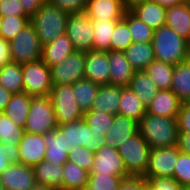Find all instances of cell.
<instances>
[{
  "label": "cell",
  "instance_id": "1",
  "mask_svg": "<svg viewBox=\"0 0 190 190\" xmlns=\"http://www.w3.org/2000/svg\"><path fill=\"white\" fill-rule=\"evenodd\" d=\"M138 131L151 149L177 145L179 133L176 118L155 116L146 112L138 123Z\"/></svg>",
  "mask_w": 190,
  "mask_h": 190
},
{
  "label": "cell",
  "instance_id": "2",
  "mask_svg": "<svg viewBox=\"0 0 190 190\" xmlns=\"http://www.w3.org/2000/svg\"><path fill=\"white\" fill-rule=\"evenodd\" d=\"M152 44L155 60L174 66L188 61L190 43L166 25L154 30Z\"/></svg>",
  "mask_w": 190,
  "mask_h": 190
},
{
  "label": "cell",
  "instance_id": "3",
  "mask_svg": "<svg viewBox=\"0 0 190 190\" xmlns=\"http://www.w3.org/2000/svg\"><path fill=\"white\" fill-rule=\"evenodd\" d=\"M69 13L45 1L30 18L41 46L65 33Z\"/></svg>",
  "mask_w": 190,
  "mask_h": 190
},
{
  "label": "cell",
  "instance_id": "4",
  "mask_svg": "<svg viewBox=\"0 0 190 190\" xmlns=\"http://www.w3.org/2000/svg\"><path fill=\"white\" fill-rule=\"evenodd\" d=\"M117 150L130 176L143 177L146 174L151 148L139 131L117 147Z\"/></svg>",
  "mask_w": 190,
  "mask_h": 190
},
{
  "label": "cell",
  "instance_id": "5",
  "mask_svg": "<svg viewBox=\"0 0 190 190\" xmlns=\"http://www.w3.org/2000/svg\"><path fill=\"white\" fill-rule=\"evenodd\" d=\"M57 126L56 114L50 97H33L24 131L33 134H47Z\"/></svg>",
  "mask_w": 190,
  "mask_h": 190
},
{
  "label": "cell",
  "instance_id": "6",
  "mask_svg": "<svg viewBox=\"0 0 190 190\" xmlns=\"http://www.w3.org/2000/svg\"><path fill=\"white\" fill-rule=\"evenodd\" d=\"M9 44L12 62L22 65L42 58V46L31 23L10 40Z\"/></svg>",
  "mask_w": 190,
  "mask_h": 190
},
{
  "label": "cell",
  "instance_id": "7",
  "mask_svg": "<svg viewBox=\"0 0 190 190\" xmlns=\"http://www.w3.org/2000/svg\"><path fill=\"white\" fill-rule=\"evenodd\" d=\"M23 92L32 97L49 96L53 87L51 69L42 59L22 64Z\"/></svg>",
  "mask_w": 190,
  "mask_h": 190
},
{
  "label": "cell",
  "instance_id": "8",
  "mask_svg": "<svg viewBox=\"0 0 190 190\" xmlns=\"http://www.w3.org/2000/svg\"><path fill=\"white\" fill-rule=\"evenodd\" d=\"M61 126L66 147L69 149L83 146L96 152L106 145L105 135L90 132L91 128L87 125L84 118L62 124Z\"/></svg>",
  "mask_w": 190,
  "mask_h": 190
},
{
  "label": "cell",
  "instance_id": "9",
  "mask_svg": "<svg viewBox=\"0 0 190 190\" xmlns=\"http://www.w3.org/2000/svg\"><path fill=\"white\" fill-rule=\"evenodd\" d=\"M49 97L58 125L83 118L84 113L76 102L72 85H53Z\"/></svg>",
  "mask_w": 190,
  "mask_h": 190
},
{
  "label": "cell",
  "instance_id": "10",
  "mask_svg": "<svg viewBox=\"0 0 190 190\" xmlns=\"http://www.w3.org/2000/svg\"><path fill=\"white\" fill-rule=\"evenodd\" d=\"M50 69L53 85H72L85 78V52L75 50Z\"/></svg>",
  "mask_w": 190,
  "mask_h": 190
},
{
  "label": "cell",
  "instance_id": "11",
  "mask_svg": "<svg viewBox=\"0 0 190 190\" xmlns=\"http://www.w3.org/2000/svg\"><path fill=\"white\" fill-rule=\"evenodd\" d=\"M65 34L75 50L84 52L93 50L94 35L91 19L85 12L69 14Z\"/></svg>",
  "mask_w": 190,
  "mask_h": 190
},
{
  "label": "cell",
  "instance_id": "12",
  "mask_svg": "<svg viewBox=\"0 0 190 190\" xmlns=\"http://www.w3.org/2000/svg\"><path fill=\"white\" fill-rule=\"evenodd\" d=\"M179 153L180 150L177 145L151 149L146 174L143 177L146 180L149 178H173L174 167Z\"/></svg>",
  "mask_w": 190,
  "mask_h": 190
},
{
  "label": "cell",
  "instance_id": "13",
  "mask_svg": "<svg viewBox=\"0 0 190 190\" xmlns=\"http://www.w3.org/2000/svg\"><path fill=\"white\" fill-rule=\"evenodd\" d=\"M89 175H112L122 179L131 177L125 168L123 158L113 146H103L95 152L93 167Z\"/></svg>",
  "mask_w": 190,
  "mask_h": 190
},
{
  "label": "cell",
  "instance_id": "14",
  "mask_svg": "<svg viewBox=\"0 0 190 190\" xmlns=\"http://www.w3.org/2000/svg\"><path fill=\"white\" fill-rule=\"evenodd\" d=\"M0 183L6 190H30L36 184L33 167L25 164H10L0 174Z\"/></svg>",
  "mask_w": 190,
  "mask_h": 190
},
{
  "label": "cell",
  "instance_id": "15",
  "mask_svg": "<svg viewBox=\"0 0 190 190\" xmlns=\"http://www.w3.org/2000/svg\"><path fill=\"white\" fill-rule=\"evenodd\" d=\"M18 147L20 163L22 164L35 167L45 159L44 134H33L24 131Z\"/></svg>",
  "mask_w": 190,
  "mask_h": 190
},
{
  "label": "cell",
  "instance_id": "16",
  "mask_svg": "<svg viewBox=\"0 0 190 190\" xmlns=\"http://www.w3.org/2000/svg\"><path fill=\"white\" fill-rule=\"evenodd\" d=\"M110 66L108 52L90 50L85 52V78L102 85H109Z\"/></svg>",
  "mask_w": 190,
  "mask_h": 190
},
{
  "label": "cell",
  "instance_id": "17",
  "mask_svg": "<svg viewBox=\"0 0 190 190\" xmlns=\"http://www.w3.org/2000/svg\"><path fill=\"white\" fill-rule=\"evenodd\" d=\"M108 61L110 66L109 85L129 86L135 70L129 63L124 52L108 51Z\"/></svg>",
  "mask_w": 190,
  "mask_h": 190
},
{
  "label": "cell",
  "instance_id": "18",
  "mask_svg": "<svg viewBox=\"0 0 190 190\" xmlns=\"http://www.w3.org/2000/svg\"><path fill=\"white\" fill-rule=\"evenodd\" d=\"M182 102L172 90H159L146 110L155 116L177 118Z\"/></svg>",
  "mask_w": 190,
  "mask_h": 190
},
{
  "label": "cell",
  "instance_id": "19",
  "mask_svg": "<svg viewBox=\"0 0 190 190\" xmlns=\"http://www.w3.org/2000/svg\"><path fill=\"white\" fill-rule=\"evenodd\" d=\"M137 132L138 122L126 116L114 114L113 124L104 136L105 144L117 148Z\"/></svg>",
  "mask_w": 190,
  "mask_h": 190
},
{
  "label": "cell",
  "instance_id": "20",
  "mask_svg": "<svg viewBox=\"0 0 190 190\" xmlns=\"http://www.w3.org/2000/svg\"><path fill=\"white\" fill-rule=\"evenodd\" d=\"M165 25L190 43V0L167 8Z\"/></svg>",
  "mask_w": 190,
  "mask_h": 190
},
{
  "label": "cell",
  "instance_id": "21",
  "mask_svg": "<svg viewBox=\"0 0 190 190\" xmlns=\"http://www.w3.org/2000/svg\"><path fill=\"white\" fill-rule=\"evenodd\" d=\"M126 12L122 0H87L85 13L90 19H123Z\"/></svg>",
  "mask_w": 190,
  "mask_h": 190
},
{
  "label": "cell",
  "instance_id": "22",
  "mask_svg": "<svg viewBox=\"0 0 190 190\" xmlns=\"http://www.w3.org/2000/svg\"><path fill=\"white\" fill-rule=\"evenodd\" d=\"M44 142L46 145L45 161H50L54 164H64L68 161L69 148L66 147L61 125L44 134Z\"/></svg>",
  "mask_w": 190,
  "mask_h": 190
},
{
  "label": "cell",
  "instance_id": "23",
  "mask_svg": "<svg viewBox=\"0 0 190 190\" xmlns=\"http://www.w3.org/2000/svg\"><path fill=\"white\" fill-rule=\"evenodd\" d=\"M75 48L64 33L58 36L53 42L42 46V60L48 67L55 66L65 60Z\"/></svg>",
  "mask_w": 190,
  "mask_h": 190
},
{
  "label": "cell",
  "instance_id": "24",
  "mask_svg": "<svg viewBox=\"0 0 190 190\" xmlns=\"http://www.w3.org/2000/svg\"><path fill=\"white\" fill-rule=\"evenodd\" d=\"M167 8L160 4L147 0L134 6L130 11L149 27L156 30L166 23Z\"/></svg>",
  "mask_w": 190,
  "mask_h": 190
},
{
  "label": "cell",
  "instance_id": "25",
  "mask_svg": "<svg viewBox=\"0 0 190 190\" xmlns=\"http://www.w3.org/2000/svg\"><path fill=\"white\" fill-rule=\"evenodd\" d=\"M121 86L102 85L99 87L91 109L109 114H118Z\"/></svg>",
  "mask_w": 190,
  "mask_h": 190
},
{
  "label": "cell",
  "instance_id": "26",
  "mask_svg": "<svg viewBox=\"0 0 190 190\" xmlns=\"http://www.w3.org/2000/svg\"><path fill=\"white\" fill-rule=\"evenodd\" d=\"M124 53L135 71H144L155 60L152 42L132 43Z\"/></svg>",
  "mask_w": 190,
  "mask_h": 190
},
{
  "label": "cell",
  "instance_id": "27",
  "mask_svg": "<svg viewBox=\"0 0 190 190\" xmlns=\"http://www.w3.org/2000/svg\"><path fill=\"white\" fill-rule=\"evenodd\" d=\"M33 168L36 183L62 190L63 164L43 160Z\"/></svg>",
  "mask_w": 190,
  "mask_h": 190
},
{
  "label": "cell",
  "instance_id": "28",
  "mask_svg": "<svg viewBox=\"0 0 190 190\" xmlns=\"http://www.w3.org/2000/svg\"><path fill=\"white\" fill-rule=\"evenodd\" d=\"M146 112V107L131 88L129 86H121L118 114L126 116L139 123Z\"/></svg>",
  "mask_w": 190,
  "mask_h": 190
},
{
  "label": "cell",
  "instance_id": "29",
  "mask_svg": "<svg viewBox=\"0 0 190 190\" xmlns=\"http://www.w3.org/2000/svg\"><path fill=\"white\" fill-rule=\"evenodd\" d=\"M121 19H91L93 29V50L105 51L111 50V37L116 23Z\"/></svg>",
  "mask_w": 190,
  "mask_h": 190
},
{
  "label": "cell",
  "instance_id": "30",
  "mask_svg": "<svg viewBox=\"0 0 190 190\" xmlns=\"http://www.w3.org/2000/svg\"><path fill=\"white\" fill-rule=\"evenodd\" d=\"M32 98V96L25 92L15 93L4 110V113L13 122L23 129L26 124Z\"/></svg>",
  "mask_w": 190,
  "mask_h": 190
},
{
  "label": "cell",
  "instance_id": "31",
  "mask_svg": "<svg viewBox=\"0 0 190 190\" xmlns=\"http://www.w3.org/2000/svg\"><path fill=\"white\" fill-rule=\"evenodd\" d=\"M129 87L147 108L155 95L159 92L156 84L145 71H135L131 78Z\"/></svg>",
  "mask_w": 190,
  "mask_h": 190
},
{
  "label": "cell",
  "instance_id": "32",
  "mask_svg": "<svg viewBox=\"0 0 190 190\" xmlns=\"http://www.w3.org/2000/svg\"><path fill=\"white\" fill-rule=\"evenodd\" d=\"M90 172L68 160L63 164L62 190H83L88 183Z\"/></svg>",
  "mask_w": 190,
  "mask_h": 190
},
{
  "label": "cell",
  "instance_id": "33",
  "mask_svg": "<svg viewBox=\"0 0 190 190\" xmlns=\"http://www.w3.org/2000/svg\"><path fill=\"white\" fill-rule=\"evenodd\" d=\"M73 94L83 113L91 110L94 99L99 90V85L83 78L72 84Z\"/></svg>",
  "mask_w": 190,
  "mask_h": 190
},
{
  "label": "cell",
  "instance_id": "34",
  "mask_svg": "<svg viewBox=\"0 0 190 190\" xmlns=\"http://www.w3.org/2000/svg\"><path fill=\"white\" fill-rule=\"evenodd\" d=\"M0 85L13 94L22 93L24 89L22 65L16 62L5 64L0 69Z\"/></svg>",
  "mask_w": 190,
  "mask_h": 190
},
{
  "label": "cell",
  "instance_id": "35",
  "mask_svg": "<svg viewBox=\"0 0 190 190\" xmlns=\"http://www.w3.org/2000/svg\"><path fill=\"white\" fill-rule=\"evenodd\" d=\"M159 90H170L174 65L154 60L144 70Z\"/></svg>",
  "mask_w": 190,
  "mask_h": 190
},
{
  "label": "cell",
  "instance_id": "36",
  "mask_svg": "<svg viewBox=\"0 0 190 190\" xmlns=\"http://www.w3.org/2000/svg\"><path fill=\"white\" fill-rule=\"evenodd\" d=\"M172 90L183 102L190 97V62L174 66Z\"/></svg>",
  "mask_w": 190,
  "mask_h": 190
},
{
  "label": "cell",
  "instance_id": "37",
  "mask_svg": "<svg viewBox=\"0 0 190 190\" xmlns=\"http://www.w3.org/2000/svg\"><path fill=\"white\" fill-rule=\"evenodd\" d=\"M123 20L128 24L133 43L152 42L154 29L136 17L130 10H126Z\"/></svg>",
  "mask_w": 190,
  "mask_h": 190
},
{
  "label": "cell",
  "instance_id": "38",
  "mask_svg": "<svg viewBox=\"0 0 190 190\" xmlns=\"http://www.w3.org/2000/svg\"><path fill=\"white\" fill-rule=\"evenodd\" d=\"M29 23L30 18L28 16L0 17V37L10 41Z\"/></svg>",
  "mask_w": 190,
  "mask_h": 190
},
{
  "label": "cell",
  "instance_id": "39",
  "mask_svg": "<svg viewBox=\"0 0 190 190\" xmlns=\"http://www.w3.org/2000/svg\"><path fill=\"white\" fill-rule=\"evenodd\" d=\"M83 118L91 128L90 132L105 135L113 124L114 115L91 109L84 113Z\"/></svg>",
  "mask_w": 190,
  "mask_h": 190
},
{
  "label": "cell",
  "instance_id": "40",
  "mask_svg": "<svg viewBox=\"0 0 190 190\" xmlns=\"http://www.w3.org/2000/svg\"><path fill=\"white\" fill-rule=\"evenodd\" d=\"M24 129L16 125L4 112L0 113V142L18 145Z\"/></svg>",
  "mask_w": 190,
  "mask_h": 190
},
{
  "label": "cell",
  "instance_id": "41",
  "mask_svg": "<svg viewBox=\"0 0 190 190\" xmlns=\"http://www.w3.org/2000/svg\"><path fill=\"white\" fill-rule=\"evenodd\" d=\"M111 37V50L124 52L132 43V36L129 31L128 24L123 20H119Z\"/></svg>",
  "mask_w": 190,
  "mask_h": 190
},
{
  "label": "cell",
  "instance_id": "42",
  "mask_svg": "<svg viewBox=\"0 0 190 190\" xmlns=\"http://www.w3.org/2000/svg\"><path fill=\"white\" fill-rule=\"evenodd\" d=\"M94 156V151L83 146L72 147L68 151V160L74 162L89 172H91L93 167Z\"/></svg>",
  "mask_w": 190,
  "mask_h": 190
},
{
  "label": "cell",
  "instance_id": "43",
  "mask_svg": "<svg viewBox=\"0 0 190 190\" xmlns=\"http://www.w3.org/2000/svg\"><path fill=\"white\" fill-rule=\"evenodd\" d=\"M122 178L112 175H89L88 190H117Z\"/></svg>",
  "mask_w": 190,
  "mask_h": 190
},
{
  "label": "cell",
  "instance_id": "44",
  "mask_svg": "<svg viewBox=\"0 0 190 190\" xmlns=\"http://www.w3.org/2000/svg\"><path fill=\"white\" fill-rule=\"evenodd\" d=\"M173 178L182 187L190 186V154L182 152L178 154Z\"/></svg>",
  "mask_w": 190,
  "mask_h": 190
},
{
  "label": "cell",
  "instance_id": "45",
  "mask_svg": "<svg viewBox=\"0 0 190 190\" xmlns=\"http://www.w3.org/2000/svg\"><path fill=\"white\" fill-rule=\"evenodd\" d=\"M20 163L18 145L7 144V141L0 142V174L4 172L10 164Z\"/></svg>",
  "mask_w": 190,
  "mask_h": 190
},
{
  "label": "cell",
  "instance_id": "46",
  "mask_svg": "<svg viewBox=\"0 0 190 190\" xmlns=\"http://www.w3.org/2000/svg\"><path fill=\"white\" fill-rule=\"evenodd\" d=\"M146 181L149 190H183V187L171 177L149 178Z\"/></svg>",
  "mask_w": 190,
  "mask_h": 190
},
{
  "label": "cell",
  "instance_id": "47",
  "mask_svg": "<svg viewBox=\"0 0 190 190\" xmlns=\"http://www.w3.org/2000/svg\"><path fill=\"white\" fill-rule=\"evenodd\" d=\"M48 3L70 13L85 12L87 0H45Z\"/></svg>",
  "mask_w": 190,
  "mask_h": 190
},
{
  "label": "cell",
  "instance_id": "48",
  "mask_svg": "<svg viewBox=\"0 0 190 190\" xmlns=\"http://www.w3.org/2000/svg\"><path fill=\"white\" fill-rule=\"evenodd\" d=\"M27 16L19 0H0V17L5 16Z\"/></svg>",
  "mask_w": 190,
  "mask_h": 190
},
{
  "label": "cell",
  "instance_id": "49",
  "mask_svg": "<svg viewBox=\"0 0 190 190\" xmlns=\"http://www.w3.org/2000/svg\"><path fill=\"white\" fill-rule=\"evenodd\" d=\"M117 190H149L144 177H128L122 180Z\"/></svg>",
  "mask_w": 190,
  "mask_h": 190
},
{
  "label": "cell",
  "instance_id": "50",
  "mask_svg": "<svg viewBox=\"0 0 190 190\" xmlns=\"http://www.w3.org/2000/svg\"><path fill=\"white\" fill-rule=\"evenodd\" d=\"M178 132H190V107L182 102L177 115Z\"/></svg>",
  "mask_w": 190,
  "mask_h": 190
},
{
  "label": "cell",
  "instance_id": "51",
  "mask_svg": "<svg viewBox=\"0 0 190 190\" xmlns=\"http://www.w3.org/2000/svg\"><path fill=\"white\" fill-rule=\"evenodd\" d=\"M24 13L31 18L42 6L45 0H19Z\"/></svg>",
  "mask_w": 190,
  "mask_h": 190
},
{
  "label": "cell",
  "instance_id": "52",
  "mask_svg": "<svg viewBox=\"0 0 190 190\" xmlns=\"http://www.w3.org/2000/svg\"><path fill=\"white\" fill-rule=\"evenodd\" d=\"M10 62H12V58L9 41L0 37V69Z\"/></svg>",
  "mask_w": 190,
  "mask_h": 190
},
{
  "label": "cell",
  "instance_id": "53",
  "mask_svg": "<svg viewBox=\"0 0 190 190\" xmlns=\"http://www.w3.org/2000/svg\"><path fill=\"white\" fill-rule=\"evenodd\" d=\"M177 146L182 153L190 154V132H178Z\"/></svg>",
  "mask_w": 190,
  "mask_h": 190
},
{
  "label": "cell",
  "instance_id": "54",
  "mask_svg": "<svg viewBox=\"0 0 190 190\" xmlns=\"http://www.w3.org/2000/svg\"><path fill=\"white\" fill-rule=\"evenodd\" d=\"M12 95V92L6 90L3 86L0 85V113L4 112Z\"/></svg>",
  "mask_w": 190,
  "mask_h": 190
},
{
  "label": "cell",
  "instance_id": "55",
  "mask_svg": "<svg viewBox=\"0 0 190 190\" xmlns=\"http://www.w3.org/2000/svg\"><path fill=\"white\" fill-rule=\"evenodd\" d=\"M165 8L173 7L182 4L186 0H151Z\"/></svg>",
  "mask_w": 190,
  "mask_h": 190
},
{
  "label": "cell",
  "instance_id": "56",
  "mask_svg": "<svg viewBox=\"0 0 190 190\" xmlns=\"http://www.w3.org/2000/svg\"><path fill=\"white\" fill-rule=\"evenodd\" d=\"M144 1H147V0H122V3L126 10H130L137 4H140Z\"/></svg>",
  "mask_w": 190,
  "mask_h": 190
},
{
  "label": "cell",
  "instance_id": "57",
  "mask_svg": "<svg viewBox=\"0 0 190 190\" xmlns=\"http://www.w3.org/2000/svg\"><path fill=\"white\" fill-rule=\"evenodd\" d=\"M30 190H56L55 188H52L50 186H47V185H43V184H38L36 183L34 185V187Z\"/></svg>",
  "mask_w": 190,
  "mask_h": 190
},
{
  "label": "cell",
  "instance_id": "58",
  "mask_svg": "<svg viewBox=\"0 0 190 190\" xmlns=\"http://www.w3.org/2000/svg\"><path fill=\"white\" fill-rule=\"evenodd\" d=\"M184 102L190 107V97Z\"/></svg>",
  "mask_w": 190,
  "mask_h": 190
},
{
  "label": "cell",
  "instance_id": "59",
  "mask_svg": "<svg viewBox=\"0 0 190 190\" xmlns=\"http://www.w3.org/2000/svg\"><path fill=\"white\" fill-rule=\"evenodd\" d=\"M183 190H190V186L183 187Z\"/></svg>",
  "mask_w": 190,
  "mask_h": 190
},
{
  "label": "cell",
  "instance_id": "60",
  "mask_svg": "<svg viewBox=\"0 0 190 190\" xmlns=\"http://www.w3.org/2000/svg\"><path fill=\"white\" fill-rule=\"evenodd\" d=\"M188 61L190 62V46H189V53H188Z\"/></svg>",
  "mask_w": 190,
  "mask_h": 190
},
{
  "label": "cell",
  "instance_id": "61",
  "mask_svg": "<svg viewBox=\"0 0 190 190\" xmlns=\"http://www.w3.org/2000/svg\"><path fill=\"white\" fill-rule=\"evenodd\" d=\"M0 190H6L1 183H0Z\"/></svg>",
  "mask_w": 190,
  "mask_h": 190
}]
</instances>
